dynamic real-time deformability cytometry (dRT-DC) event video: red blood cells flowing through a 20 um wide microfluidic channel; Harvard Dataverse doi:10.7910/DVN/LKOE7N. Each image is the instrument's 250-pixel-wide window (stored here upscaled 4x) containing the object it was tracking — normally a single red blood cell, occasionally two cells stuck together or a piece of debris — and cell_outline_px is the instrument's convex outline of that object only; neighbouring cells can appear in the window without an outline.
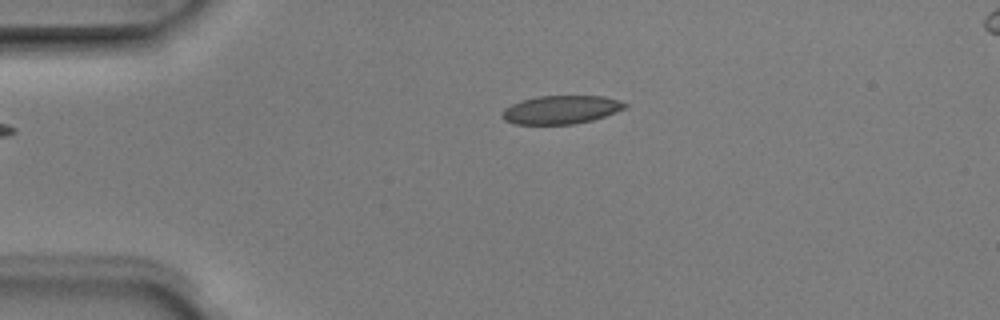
{"species": "Egyptian fruit bat (a non-hibernating species)", "species_latin": "Rousettus aegyptiacus", "temperature_condition": "room temperature", "stored_images_in_passage": 4, "camera_frame_rate_fps": 3000, "um_per_image_px": 0.085, "animal": {"sex": "male"}, "frame": {"image": 1, "passage_image": 2, "time_ms": 0.333, "image_size_px": [1000, 320], "cell_outline_px": [[628, 104], [624, 108], [616, 112], [592, 120], [572, 124], [512, 124], [504, 120], [500, 116], [504, 108], [520, 100], [540, 96], [604, 96], [620, 100]], "centroid_in_image_um": [47.65, 9.32], "position_along_channel_um": 37.3, "area_um2": 20.35}}